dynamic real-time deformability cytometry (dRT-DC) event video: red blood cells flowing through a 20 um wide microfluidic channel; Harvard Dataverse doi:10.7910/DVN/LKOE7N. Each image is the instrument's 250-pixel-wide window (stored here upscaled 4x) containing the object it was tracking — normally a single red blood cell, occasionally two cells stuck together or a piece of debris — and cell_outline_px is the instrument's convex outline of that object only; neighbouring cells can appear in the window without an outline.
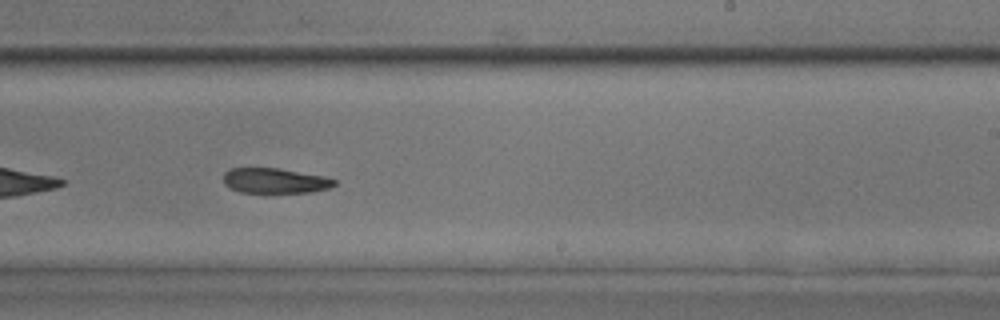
{"species": "common noctule bat (a hibernating species)", "species_latin": "Nyctalus noctula", "temperature_condition": "room temperature", "stored_images_in_passage": 43, "camera_frame_rate_fps": 3000, "um_per_image_px": 0.085, "animal": {"sex": "male", "body_mass_g": 17.9, "forearm_length_mm": 54.2}, "frame": {"image": 1, "passage_image": 25, "time_ms": 8.0, "image_size_px": [1000, 320], "cell_outline_px": [[336, 184], [328, 188], [312, 192], [264, 196], [240, 192], [228, 188], [224, 184], [224, 172], [232, 168], [280, 168], [324, 176], [336, 180]], "centroid_in_image_um": [23.34, 15.42], "position_along_channel_um": 265.7, "area_um2": 17.28}}
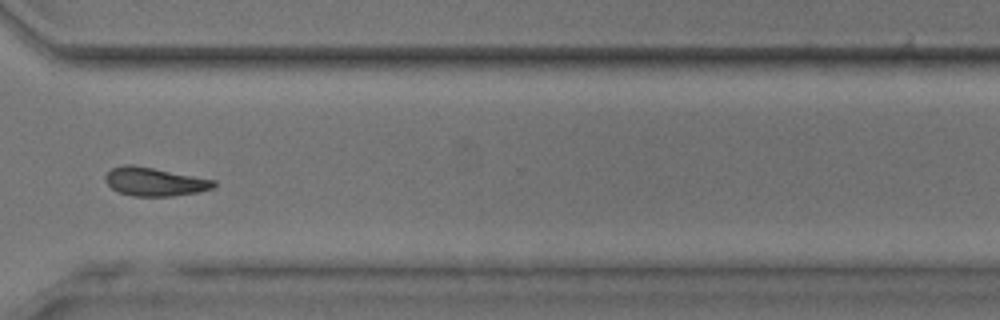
{"frame": {"image": 2, "passage_image": 31, "time_ms": 10.0, "image_size_px": [1000, 320], "cell_outline_px": [[216, 184], [212, 188], [200, 192], [172, 196], [132, 196], [120, 192], [112, 188], [104, 180], [104, 176], [112, 168], [124, 164], [128, 164], [152, 168], [216, 180]], "centroid_in_image_um": [13.14, 15.45], "position_along_channel_um": 357.5, "area_um2": 17.86}}